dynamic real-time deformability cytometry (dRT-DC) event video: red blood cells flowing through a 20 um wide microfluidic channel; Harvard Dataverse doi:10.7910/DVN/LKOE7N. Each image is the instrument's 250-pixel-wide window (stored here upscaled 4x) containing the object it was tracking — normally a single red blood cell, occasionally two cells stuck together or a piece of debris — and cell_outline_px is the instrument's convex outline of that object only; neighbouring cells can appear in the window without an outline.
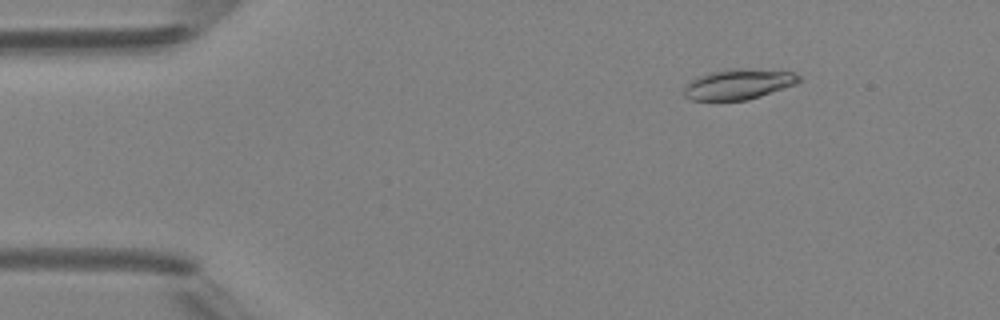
{"species": "Egyptian fruit bat (a non-hibernating species)", "species_latin": "Rousettus aegyptiacus", "temperature_condition": "room temperature", "stored_images_in_passage": 4, "camera_frame_rate_fps": 3000, "um_per_image_px": 0.085, "animal": {"sex": "female"}, "frame": {"image": 1, "passage_image": 2, "time_ms": 1.333, "image_size_px": [1000, 320], "cell_outline_px": [[800, 80], [796, 84], [748, 100], [692, 100], [684, 96], [684, 88], [696, 76], [708, 72], [732, 68], [736, 68], [792, 72], [800, 76]], "centroid_in_image_um": [62.74, 7.16], "position_along_channel_um": 22.3, "area_um2": 20.17}}